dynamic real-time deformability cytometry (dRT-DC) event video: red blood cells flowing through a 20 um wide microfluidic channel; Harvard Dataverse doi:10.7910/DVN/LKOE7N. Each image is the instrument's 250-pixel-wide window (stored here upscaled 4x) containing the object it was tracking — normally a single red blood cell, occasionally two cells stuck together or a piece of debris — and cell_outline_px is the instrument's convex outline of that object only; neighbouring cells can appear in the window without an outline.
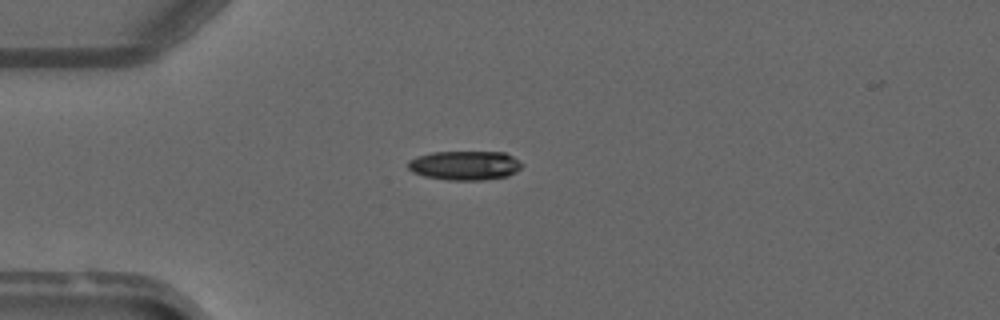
{"species": "common noctule bat (a hibernating species)", "species_latin": "Nyctalus noctula", "temperature_condition": "warm", "stored_images_in_passage": 4, "camera_frame_rate_fps": 3000, "um_per_image_px": 0.085, "animal": {"sex": "male", "forearm_length_mm": 52.5}, "frame": {"image": 1, "passage_image": 4, "time_ms": 3.333, "image_size_px": [1000, 320], "cell_outline_px": [[524, 164], [516, 172], [508, 176], [484, 180], [448, 180], [424, 176], [412, 172], [408, 168], [408, 160], [416, 156], [432, 152], [504, 152], [512, 156]], "centroid_in_image_um": [39.5, 14.06], "position_along_channel_um": 45.5, "area_um2": 19.54}}